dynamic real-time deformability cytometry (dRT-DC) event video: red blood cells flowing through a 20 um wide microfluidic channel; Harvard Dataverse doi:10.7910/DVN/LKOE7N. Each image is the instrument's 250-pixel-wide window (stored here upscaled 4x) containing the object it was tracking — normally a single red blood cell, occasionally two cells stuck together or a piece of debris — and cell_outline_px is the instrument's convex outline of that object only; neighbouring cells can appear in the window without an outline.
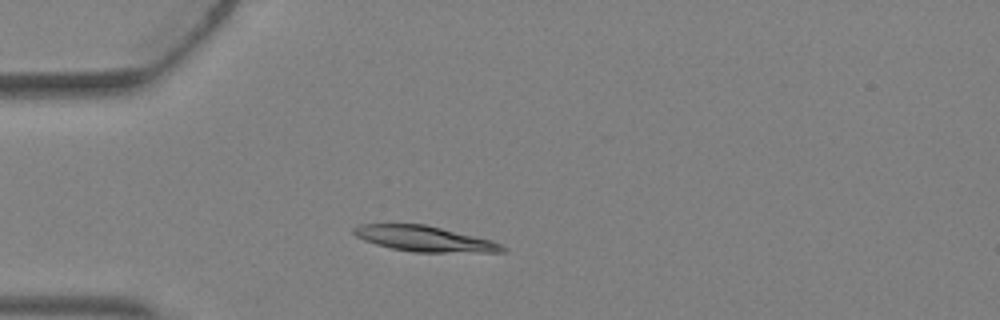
{"species": "Egyptian fruit bat (a non-hibernating species)", "species_latin": "Rousettus aegyptiacus", "temperature_condition": "warm", "stored_images_in_passage": 2, "camera_frame_rate_fps": 3000, "um_per_image_px": 0.085, "animal": {"sex": "female"}, "frame": {"image": 1, "passage_image": 2, "time_ms": 0.333, "image_size_px": [1000, 320], "cell_outline_px": [[508, 248], [504, 252], [412, 252], [392, 248], [376, 244], [364, 240], [356, 236], [352, 232], [352, 228], [360, 224], [424, 224], [492, 240], [504, 244]], "centroid_in_image_um": [36.11, 20.3], "position_along_channel_um": 48.9, "area_um2": 22.08}}